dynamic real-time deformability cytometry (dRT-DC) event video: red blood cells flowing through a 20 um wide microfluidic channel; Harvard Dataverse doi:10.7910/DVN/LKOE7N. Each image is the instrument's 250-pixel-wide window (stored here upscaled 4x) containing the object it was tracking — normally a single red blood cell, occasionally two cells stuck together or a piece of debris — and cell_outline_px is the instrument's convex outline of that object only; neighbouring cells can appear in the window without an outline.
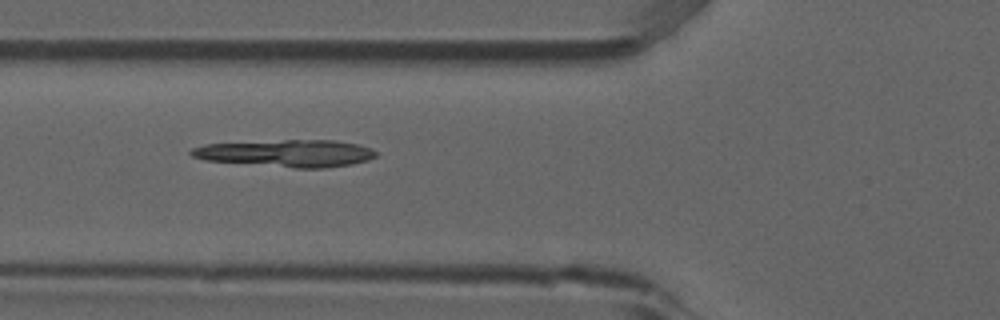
{"species": "common noctule bat (a hibernating species)", "species_latin": "Nyctalus noctula", "temperature_condition": "room temperature", "stored_images_in_passage": 6, "camera_frame_rate_fps": 3000, "um_per_image_px": 0.085, "animal": {"sex": "male", "forearm_length_mm": 52.5}, "frame": {"image": 1, "passage_image": 4, "time_ms": 1.0, "image_size_px": [1000, 320], "cell_outline_px": [[376, 156], [368, 160], [352, 164], [324, 168], [296, 168], [204, 160], [192, 156], [188, 152], [192, 148], [204, 144], [284, 140], [336, 140], [360, 144], [372, 148], [376, 152]], "centroid_in_image_um": [24.38, 13.02], "position_along_channel_um": 101.4, "area_um2": 29.3}}
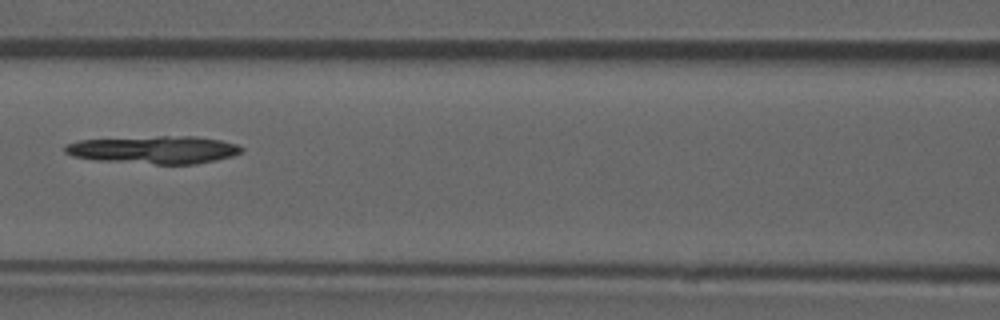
{"frame": {"image": 2, "passage_image": 5, "time_ms": 1.333, "image_size_px": [1000, 320], "cell_outline_px": [[244, 148], [240, 152], [232, 156], [216, 160], [196, 164], [156, 164], [100, 160], [72, 156], [64, 152], [64, 144], [80, 140], [156, 136], [196, 136], [220, 140], [236, 144]], "centroid_in_image_um": [13.1, 12.72], "position_along_channel_um": 153.5, "area_um2": 28.44}}